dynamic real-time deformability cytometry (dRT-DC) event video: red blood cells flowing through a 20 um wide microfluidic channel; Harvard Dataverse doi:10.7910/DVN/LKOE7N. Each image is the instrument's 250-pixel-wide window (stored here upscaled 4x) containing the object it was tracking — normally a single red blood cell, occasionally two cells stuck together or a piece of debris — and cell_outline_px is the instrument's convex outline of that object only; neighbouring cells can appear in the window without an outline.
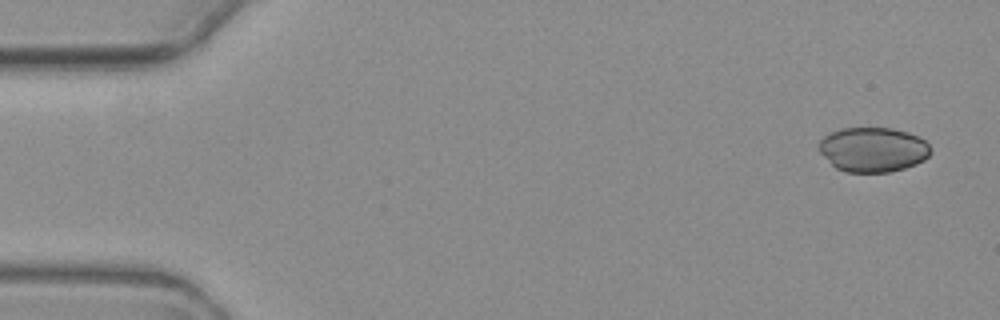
{"species": "common noctule bat (a hibernating species)", "species_latin": "Nyctalus noctula", "temperature_condition": "warm", "stored_images_in_passage": 4, "camera_frame_rate_fps": 3000, "um_per_image_px": 0.085, "animal": {"sex": "female", "body_mass_g": 19.3, "forearm_length_mm": 54.1}, "frame": {"image": 1, "passage_image": 1, "time_ms": 0.0, "image_size_px": [1000, 320], "cell_outline_px": [[932, 152], [924, 160], [916, 164], [904, 168], [888, 172], [844, 172], [836, 168], [816, 148], [816, 144], [824, 136], [840, 128], [892, 128], [908, 132], [920, 136], [932, 148]], "centroid_in_image_um": [74.21, 12.71], "position_along_channel_um": 10.8, "area_um2": 29.36}}